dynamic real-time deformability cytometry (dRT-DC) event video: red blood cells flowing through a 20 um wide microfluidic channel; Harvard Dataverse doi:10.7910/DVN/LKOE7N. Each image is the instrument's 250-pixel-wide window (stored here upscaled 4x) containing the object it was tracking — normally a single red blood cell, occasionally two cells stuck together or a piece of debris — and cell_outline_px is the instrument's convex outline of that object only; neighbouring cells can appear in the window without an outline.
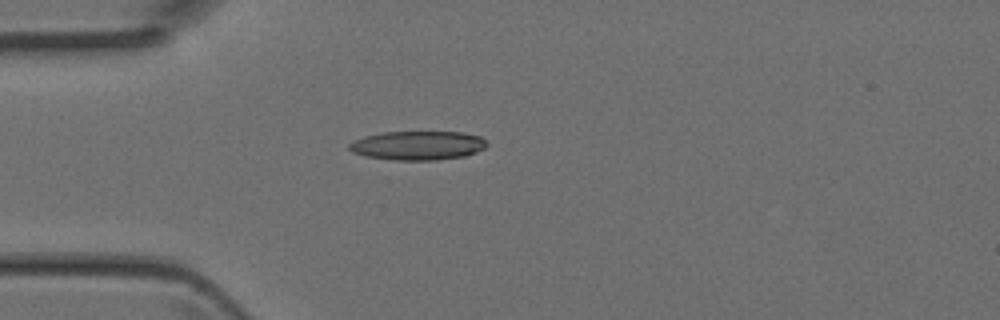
{"species": "Egyptian fruit bat (a non-hibernating species)", "species_latin": "Rousettus aegyptiacus", "temperature_condition": "room temperature", "stored_images_in_passage": 2, "camera_frame_rate_fps": 3000, "um_per_image_px": 0.085, "animal": {"sex": "female"}, "frame": {"image": 1, "passage_image": 2, "time_ms": 0.333, "image_size_px": [1000, 320], "cell_outline_px": [[488, 144], [484, 148], [476, 152], [464, 156], [436, 160], [396, 160], [364, 156], [352, 152], [348, 148], [348, 144], [352, 140], [364, 136], [384, 132], [464, 132], [480, 136]], "centroid_in_image_um": [35.48, 12.36], "position_along_channel_um": 49.5, "area_um2": 23.35}}